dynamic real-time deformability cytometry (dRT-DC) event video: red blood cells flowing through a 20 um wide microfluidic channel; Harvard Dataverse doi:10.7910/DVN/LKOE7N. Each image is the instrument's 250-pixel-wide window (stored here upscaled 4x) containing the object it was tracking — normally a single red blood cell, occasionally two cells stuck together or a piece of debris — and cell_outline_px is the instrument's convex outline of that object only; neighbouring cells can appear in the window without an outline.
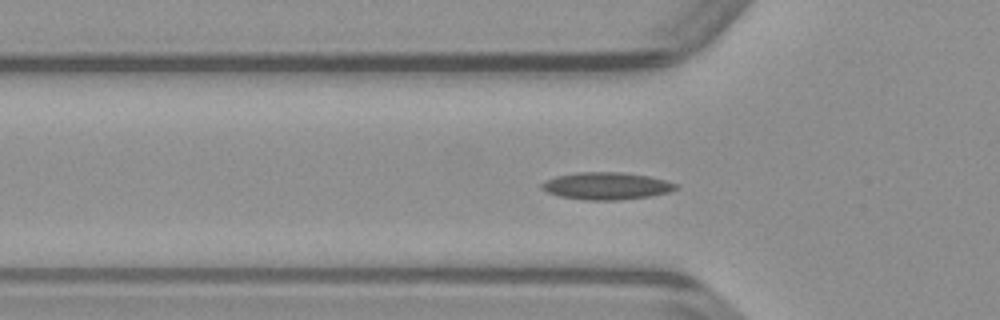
{"species": "common noctule bat (a hibernating species)", "species_latin": "Nyctalus noctula", "temperature_condition": "warm", "stored_images_in_passage": 42, "camera_frame_rate_fps": 3000, "um_per_image_px": 0.085, "animal": {"sex": "male", "body_mass_g": 23.1, "forearm_length_mm": 52.7}, "frame": {"image": 1, "passage_image": 8, "time_ms": 2.333, "image_size_px": [1000, 320], "cell_outline_px": [[676, 188], [668, 192], [652, 196], [620, 200], [584, 200], [560, 196], [548, 192], [540, 188], [540, 184], [556, 176], [576, 172], [620, 172], [648, 176], [664, 180], [676, 184]], "centroid_in_image_um": [51.52, 15.81], "position_along_channel_um": 74.3, "area_um2": 21.15}}
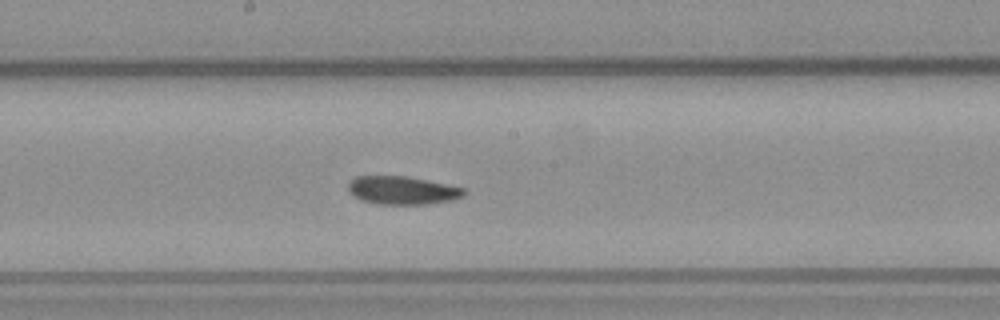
{"frame": {"image": 2, "passage_image": 18, "time_ms": 5.667, "image_size_px": [1000, 320], "cell_outline_px": [[468, 192], [464, 196], [452, 200], [428, 204], [376, 204], [360, 200], [348, 188], [348, 184], [356, 176], [408, 176], [428, 180], [464, 188]], "centroid_in_image_um": [34.24, 16.18], "position_along_channel_um": 214.0, "area_um2": 19.02}}
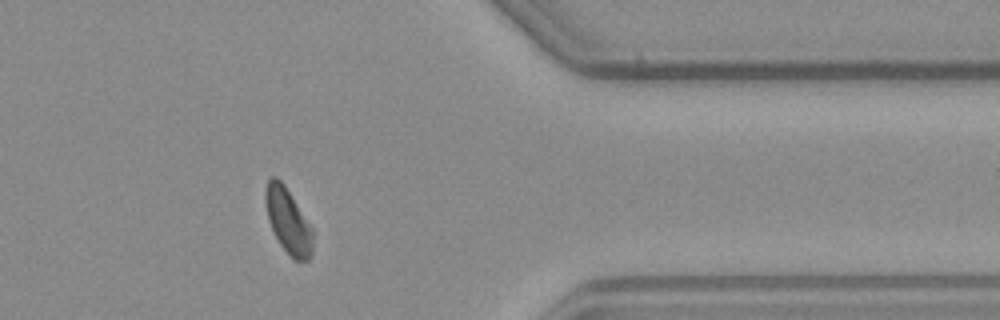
{"frame": {"image": 3, "passage_image": 32, "time_ms": 10.333, "image_size_px": [1000, 320], "cell_outline_px": [[312, 256], [308, 260], [292, 260], [280, 244], [268, 220], [264, 200], [264, 188], [268, 180], [272, 176], [276, 176], [284, 184], [312, 228]], "centroid_in_image_um": [24.46, 18.77], "position_along_channel_um": 386.9, "area_um2": 17.92}}